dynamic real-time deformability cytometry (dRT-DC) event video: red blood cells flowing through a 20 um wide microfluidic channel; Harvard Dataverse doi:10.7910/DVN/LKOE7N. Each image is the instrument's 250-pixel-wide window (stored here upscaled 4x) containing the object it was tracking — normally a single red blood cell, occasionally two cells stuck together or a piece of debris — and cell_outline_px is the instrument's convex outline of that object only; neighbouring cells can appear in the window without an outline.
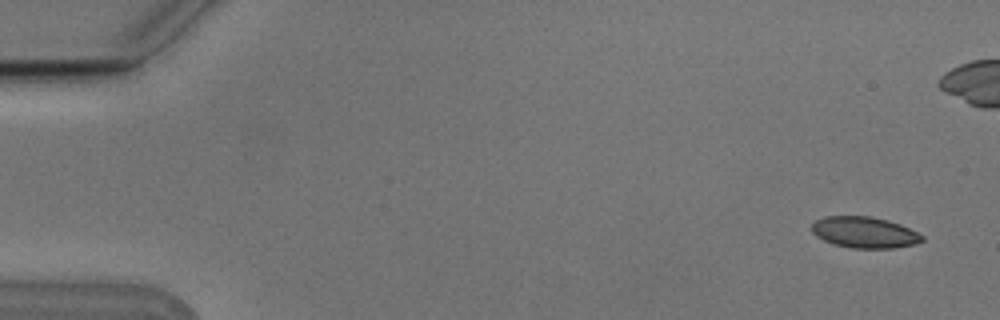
{"species": "Egyptian fruit bat (a non-hibernating species)", "species_latin": "Rousettus aegyptiacus", "temperature_condition": "cold", "stored_images_in_passage": 6, "camera_frame_rate_fps": 3000, "um_per_image_px": 0.085, "animal": {"sex": "male"}, "frame": {"image": 1, "passage_image": 1, "time_ms": 0.0, "image_size_px": [1000, 320], "cell_outline_px": [[924, 240], [916, 244], [892, 248], [852, 248], [832, 244], [816, 236], [812, 232], [812, 224], [816, 220], [824, 216], [872, 216], [888, 220], [900, 224], [924, 236]], "centroid_in_image_um": [73.47, 19.75], "position_along_channel_um": 11.5, "area_um2": 20.11}}